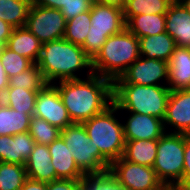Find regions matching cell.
<instances>
[{"instance_id":"1","label":"cell","mask_w":190,"mask_h":190,"mask_svg":"<svg viewBox=\"0 0 190 190\" xmlns=\"http://www.w3.org/2000/svg\"><path fill=\"white\" fill-rule=\"evenodd\" d=\"M84 79H72L53 84L62 98L73 123L82 124L103 112L113 103V81L86 71Z\"/></svg>"},{"instance_id":"2","label":"cell","mask_w":190,"mask_h":190,"mask_svg":"<svg viewBox=\"0 0 190 190\" xmlns=\"http://www.w3.org/2000/svg\"><path fill=\"white\" fill-rule=\"evenodd\" d=\"M36 64L48 84L80 79L84 70H93L92 60L84 49L64 38L43 43Z\"/></svg>"},{"instance_id":"3","label":"cell","mask_w":190,"mask_h":190,"mask_svg":"<svg viewBox=\"0 0 190 190\" xmlns=\"http://www.w3.org/2000/svg\"><path fill=\"white\" fill-rule=\"evenodd\" d=\"M139 57L138 37L125 28L107 38L92 60L93 73L114 81Z\"/></svg>"},{"instance_id":"4","label":"cell","mask_w":190,"mask_h":190,"mask_svg":"<svg viewBox=\"0 0 190 190\" xmlns=\"http://www.w3.org/2000/svg\"><path fill=\"white\" fill-rule=\"evenodd\" d=\"M170 92L167 86L113 84V103L121 112L146 114L164 120Z\"/></svg>"},{"instance_id":"5","label":"cell","mask_w":190,"mask_h":190,"mask_svg":"<svg viewBox=\"0 0 190 190\" xmlns=\"http://www.w3.org/2000/svg\"><path fill=\"white\" fill-rule=\"evenodd\" d=\"M117 113L119 109L112 103L103 112L82 123L95 148L110 164L123 156L125 147L123 124Z\"/></svg>"},{"instance_id":"6","label":"cell","mask_w":190,"mask_h":190,"mask_svg":"<svg viewBox=\"0 0 190 190\" xmlns=\"http://www.w3.org/2000/svg\"><path fill=\"white\" fill-rule=\"evenodd\" d=\"M90 17L91 26L81 47L93 60L108 37L118 34L126 28V22L123 9L100 3H93Z\"/></svg>"},{"instance_id":"7","label":"cell","mask_w":190,"mask_h":190,"mask_svg":"<svg viewBox=\"0 0 190 190\" xmlns=\"http://www.w3.org/2000/svg\"><path fill=\"white\" fill-rule=\"evenodd\" d=\"M60 136L70 150L75 163L86 175H101L108 172L110 163L95 148L83 124L73 123L61 130Z\"/></svg>"},{"instance_id":"8","label":"cell","mask_w":190,"mask_h":190,"mask_svg":"<svg viewBox=\"0 0 190 190\" xmlns=\"http://www.w3.org/2000/svg\"><path fill=\"white\" fill-rule=\"evenodd\" d=\"M185 134L165 133L158 139L153 169L166 188L183 181Z\"/></svg>"},{"instance_id":"9","label":"cell","mask_w":190,"mask_h":190,"mask_svg":"<svg viewBox=\"0 0 190 190\" xmlns=\"http://www.w3.org/2000/svg\"><path fill=\"white\" fill-rule=\"evenodd\" d=\"M108 172L128 190H164L166 188L157 178L153 167L132 163L123 157L113 161Z\"/></svg>"},{"instance_id":"10","label":"cell","mask_w":190,"mask_h":190,"mask_svg":"<svg viewBox=\"0 0 190 190\" xmlns=\"http://www.w3.org/2000/svg\"><path fill=\"white\" fill-rule=\"evenodd\" d=\"M25 27L43 44L64 38L66 19L59 9L31 4Z\"/></svg>"},{"instance_id":"11","label":"cell","mask_w":190,"mask_h":190,"mask_svg":"<svg viewBox=\"0 0 190 190\" xmlns=\"http://www.w3.org/2000/svg\"><path fill=\"white\" fill-rule=\"evenodd\" d=\"M167 83L168 62L159 59H148L143 56H140L119 78L113 81V84L145 86H167Z\"/></svg>"},{"instance_id":"12","label":"cell","mask_w":190,"mask_h":190,"mask_svg":"<svg viewBox=\"0 0 190 190\" xmlns=\"http://www.w3.org/2000/svg\"><path fill=\"white\" fill-rule=\"evenodd\" d=\"M33 116L46 120L60 130L73 124L58 89L53 84H47L38 91Z\"/></svg>"},{"instance_id":"13","label":"cell","mask_w":190,"mask_h":190,"mask_svg":"<svg viewBox=\"0 0 190 190\" xmlns=\"http://www.w3.org/2000/svg\"><path fill=\"white\" fill-rule=\"evenodd\" d=\"M163 121L167 133L190 134V89L170 92Z\"/></svg>"},{"instance_id":"14","label":"cell","mask_w":190,"mask_h":190,"mask_svg":"<svg viewBox=\"0 0 190 190\" xmlns=\"http://www.w3.org/2000/svg\"><path fill=\"white\" fill-rule=\"evenodd\" d=\"M127 114V120L122 122L125 140H158L166 133L162 119L133 112Z\"/></svg>"},{"instance_id":"15","label":"cell","mask_w":190,"mask_h":190,"mask_svg":"<svg viewBox=\"0 0 190 190\" xmlns=\"http://www.w3.org/2000/svg\"><path fill=\"white\" fill-rule=\"evenodd\" d=\"M35 144L29 131L13 136L0 135V162L25 166Z\"/></svg>"},{"instance_id":"16","label":"cell","mask_w":190,"mask_h":190,"mask_svg":"<svg viewBox=\"0 0 190 190\" xmlns=\"http://www.w3.org/2000/svg\"><path fill=\"white\" fill-rule=\"evenodd\" d=\"M51 155V163L54 166L56 176L60 179H84L86 175L79 169L75 160L66 146L63 138L59 136L48 145Z\"/></svg>"},{"instance_id":"17","label":"cell","mask_w":190,"mask_h":190,"mask_svg":"<svg viewBox=\"0 0 190 190\" xmlns=\"http://www.w3.org/2000/svg\"><path fill=\"white\" fill-rule=\"evenodd\" d=\"M165 26L176 46L190 48V14L181 3L169 5L165 13Z\"/></svg>"},{"instance_id":"18","label":"cell","mask_w":190,"mask_h":190,"mask_svg":"<svg viewBox=\"0 0 190 190\" xmlns=\"http://www.w3.org/2000/svg\"><path fill=\"white\" fill-rule=\"evenodd\" d=\"M170 91L190 89V48L176 47L168 61Z\"/></svg>"},{"instance_id":"19","label":"cell","mask_w":190,"mask_h":190,"mask_svg":"<svg viewBox=\"0 0 190 190\" xmlns=\"http://www.w3.org/2000/svg\"><path fill=\"white\" fill-rule=\"evenodd\" d=\"M27 177L41 182H51L59 179L51 163L48 145L35 144L30 157L26 160Z\"/></svg>"},{"instance_id":"20","label":"cell","mask_w":190,"mask_h":190,"mask_svg":"<svg viewBox=\"0 0 190 190\" xmlns=\"http://www.w3.org/2000/svg\"><path fill=\"white\" fill-rule=\"evenodd\" d=\"M5 46L17 54L37 63L41 53L42 43L25 26L13 28Z\"/></svg>"},{"instance_id":"21","label":"cell","mask_w":190,"mask_h":190,"mask_svg":"<svg viewBox=\"0 0 190 190\" xmlns=\"http://www.w3.org/2000/svg\"><path fill=\"white\" fill-rule=\"evenodd\" d=\"M140 56L148 59H159L168 62L175 50L176 43L167 33L138 38Z\"/></svg>"},{"instance_id":"22","label":"cell","mask_w":190,"mask_h":190,"mask_svg":"<svg viewBox=\"0 0 190 190\" xmlns=\"http://www.w3.org/2000/svg\"><path fill=\"white\" fill-rule=\"evenodd\" d=\"M158 140H125L123 158L129 162L152 167Z\"/></svg>"},{"instance_id":"23","label":"cell","mask_w":190,"mask_h":190,"mask_svg":"<svg viewBox=\"0 0 190 190\" xmlns=\"http://www.w3.org/2000/svg\"><path fill=\"white\" fill-rule=\"evenodd\" d=\"M126 28L138 38L166 32L165 14H141L132 16Z\"/></svg>"},{"instance_id":"24","label":"cell","mask_w":190,"mask_h":190,"mask_svg":"<svg viewBox=\"0 0 190 190\" xmlns=\"http://www.w3.org/2000/svg\"><path fill=\"white\" fill-rule=\"evenodd\" d=\"M31 116L16 111L0 100V135L13 136L29 131Z\"/></svg>"},{"instance_id":"25","label":"cell","mask_w":190,"mask_h":190,"mask_svg":"<svg viewBox=\"0 0 190 190\" xmlns=\"http://www.w3.org/2000/svg\"><path fill=\"white\" fill-rule=\"evenodd\" d=\"M38 91L40 90L8 87L0 100L10 108L19 112H26V114L32 117Z\"/></svg>"},{"instance_id":"26","label":"cell","mask_w":190,"mask_h":190,"mask_svg":"<svg viewBox=\"0 0 190 190\" xmlns=\"http://www.w3.org/2000/svg\"><path fill=\"white\" fill-rule=\"evenodd\" d=\"M31 0H0V19L13 28L26 25Z\"/></svg>"},{"instance_id":"27","label":"cell","mask_w":190,"mask_h":190,"mask_svg":"<svg viewBox=\"0 0 190 190\" xmlns=\"http://www.w3.org/2000/svg\"><path fill=\"white\" fill-rule=\"evenodd\" d=\"M27 178L24 165L0 162V190H20Z\"/></svg>"},{"instance_id":"28","label":"cell","mask_w":190,"mask_h":190,"mask_svg":"<svg viewBox=\"0 0 190 190\" xmlns=\"http://www.w3.org/2000/svg\"><path fill=\"white\" fill-rule=\"evenodd\" d=\"M169 4L164 0H127L123 8L125 22L141 14H165Z\"/></svg>"},{"instance_id":"29","label":"cell","mask_w":190,"mask_h":190,"mask_svg":"<svg viewBox=\"0 0 190 190\" xmlns=\"http://www.w3.org/2000/svg\"><path fill=\"white\" fill-rule=\"evenodd\" d=\"M90 11L83 12L66 21L64 39L73 44L82 46L91 26Z\"/></svg>"},{"instance_id":"30","label":"cell","mask_w":190,"mask_h":190,"mask_svg":"<svg viewBox=\"0 0 190 190\" xmlns=\"http://www.w3.org/2000/svg\"><path fill=\"white\" fill-rule=\"evenodd\" d=\"M48 83L45 81L42 71L36 63H33L25 71L9 78L8 87L24 88L26 90H41Z\"/></svg>"},{"instance_id":"31","label":"cell","mask_w":190,"mask_h":190,"mask_svg":"<svg viewBox=\"0 0 190 190\" xmlns=\"http://www.w3.org/2000/svg\"><path fill=\"white\" fill-rule=\"evenodd\" d=\"M29 132L37 144L49 145L61 134V130L46 120L32 116L29 125Z\"/></svg>"},{"instance_id":"32","label":"cell","mask_w":190,"mask_h":190,"mask_svg":"<svg viewBox=\"0 0 190 190\" xmlns=\"http://www.w3.org/2000/svg\"><path fill=\"white\" fill-rule=\"evenodd\" d=\"M0 60L8 78L25 71L33 64L28 58L17 54L6 46L0 54Z\"/></svg>"},{"instance_id":"33","label":"cell","mask_w":190,"mask_h":190,"mask_svg":"<svg viewBox=\"0 0 190 190\" xmlns=\"http://www.w3.org/2000/svg\"><path fill=\"white\" fill-rule=\"evenodd\" d=\"M83 190H128L120 185L109 172L101 175H88L84 178Z\"/></svg>"},{"instance_id":"34","label":"cell","mask_w":190,"mask_h":190,"mask_svg":"<svg viewBox=\"0 0 190 190\" xmlns=\"http://www.w3.org/2000/svg\"><path fill=\"white\" fill-rule=\"evenodd\" d=\"M92 5L93 0H66V5H63L60 11L67 21L83 12L90 11Z\"/></svg>"},{"instance_id":"35","label":"cell","mask_w":190,"mask_h":190,"mask_svg":"<svg viewBox=\"0 0 190 190\" xmlns=\"http://www.w3.org/2000/svg\"><path fill=\"white\" fill-rule=\"evenodd\" d=\"M84 179H56L47 183V190H83Z\"/></svg>"},{"instance_id":"36","label":"cell","mask_w":190,"mask_h":190,"mask_svg":"<svg viewBox=\"0 0 190 190\" xmlns=\"http://www.w3.org/2000/svg\"><path fill=\"white\" fill-rule=\"evenodd\" d=\"M181 185L190 186V136L185 134L184 172Z\"/></svg>"},{"instance_id":"37","label":"cell","mask_w":190,"mask_h":190,"mask_svg":"<svg viewBox=\"0 0 190 190\" xmlns=\"http://www.w3.org/2000/svg\"><path fill=\"white\" fill-rule=\"evenodd\" d=\"M31 4L60 10L63 5H66V0H31Z\"/></svg>"},{"instance_id":"38","label":"cell","mask_w":190,"mask_h":190,"mask_svg":"<svg viewBox=\"0 0 190 190\" xmlns=\"http://www.w3.org/2000/svg\"><path fill=\"white\" fill-rule=\"evenodd\" d=\"M20 190H47V183L27 178Z\"/></svg>"},{"instance_id":"39","label":"cell","mask_w":190,"mask_h":190,"mask_svg":"<svg viewBox=\"0 0 190 190\" xmlns=\"http://www.w3.org/2000/svg\"><path fill=\"white\" fill-rule=\"evenodd\" d=\"M12 30V26L0 19V42H2L4 45L7 43V40L12 33Z\"/></svg>"},{"instance_id":"40","label":"cell","mask_w":190,"mask_h":190,"mask_svg":"<svg viewBox=\"0 0 190 190\" xmlns=\"http://www.w3.org/2000/svg\"><path fill=\"white\" fill-rule=\"evenodd\" d=\"M9 86V78L5 73L4 67L0 60V99L4 96L6 89Z\"/></svg>"},{"instance_id":"41","label":"cell","mask_w":190,"mask_h":190,"mask_svg":"<svg viewBox=\"0 0 190 190\" xmlns=\"http://www.w3.org/2000/svg\"><path fill=\"white\" fill-rule=\"evenodd\" d=\"M127 0H93V3L106 4L109 6H115L123 9L126 5Z\"/></svg>"},{"instance_id":"42","label":"cell","mask_w":190,"mask_h":190,"mask_svg":"<svg viewBox=\"0 0 190 190\" xmlns=\"http://www.w3.org/2000/svg\"><path fill=\"white\" fill-rule=\"evenodd\" d=\"M164 190H190V186L175 184L169 188H165Z\"/></svg>"},{"instance_id":"43","label":"cell","mask_w":190,"mask_h":190,"mask_svg":"<svg viewBox=\"0 0 190 190\" xmlns=\"http://www.w3.org/2000/svg\"><path fill=\"white\" fill-rule=\"evenodd\" d=\"M181 4L188 10L190 14V0H181Z\"/></svg>"},{"instance_id":"44","label":"cell","mask_w":190,"mask_h":190,"mask_svg":"<svg viewBox=\"0 0 190 190\" xmlns=\"http://www.w3.org/2000/svg\"><path fill=\"white\" fill-rule=\"evenodd\" d=\"M169 5H177L181 3V0H164Z\"/></svg>"},{"instance_id":"45","label":"cell","mask_w":190,"mask_h":190,"mask_svg":"<svg viewBox=\"0 0 190 190\" xmlns=\"http://www.w3.org/2000/svg\"><path fill=\"white\" fill-rule=\"evenodd\" d=\"M4 44L2 43V42H0V54H1V52H2V50H3V48H4Z\"/></svg>"}]
</instances>
